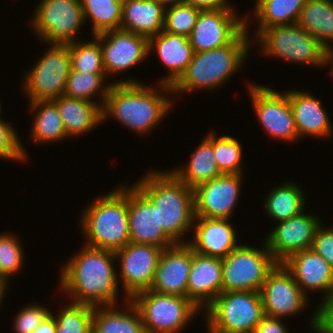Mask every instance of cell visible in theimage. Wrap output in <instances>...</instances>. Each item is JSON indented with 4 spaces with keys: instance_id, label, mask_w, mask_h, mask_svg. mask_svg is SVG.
Returning a JSON list of instances; mask_svg holds the SVG:
<instances>
[{
    "instance_id": "cell-1",
    "label": "cell",
    "mask_w": 333,
    "mask_h": 333,
    "mask_svg": "<svg viewBox=\"0 0 333 333\" xmlns=\"http://www.w3.org/2000/svg\"><path fill=\"white\" fill-rule=\"evenodd\" d=\"M68 261L60 269L58 281L60 292L67 294L70 302L93 307L119 305L114 251L84 244Z\"/></svg>"
},
{
    "instance_id": "cell-2",
    "label": "cell",
    "mask_w": 333,
    "mask_h": 333,
    "mask_svg": "<svg viewBox=\"0 0 333 333\" xmlns=\"http://www.w3.org/2000/svg\"><path fill=\"white\" fill-rule=\"evenodd\" d=\"M155 87L134 78L112 82L102 108L103 122L111 117L135 134L152 132L166 119L175 99L168 96L173 95L171 86L158 82Z\"/></svg>"
},
{
    "instance_id": "cell-3",
    "label": "cell",
    "mask_w": 333,
    "mask_h": 333,
    "mask_svg": "<svg viewBox=\"0 0 333 333\" xmlns=\"http://www.w3.org/2000/svg\"><path fill=\"white\" fill-rule=\"evenodd\" d=\"M158 208L159 226L176 243L187 244L195 220L193 188L170 171L151 169L133 183Z\"/></svg>"
},
{
    "instance_id": "cell-4",
    "label": "cell",
    "mask_w": 333,
    "mask_h": 333,
    "mask_svg": "<svg viewBox=\"0 0 333 333\" xmlns=\"http://www.w3.org/2000/svg\"><path fill=\"white\" fill-rule=\"evenodd\" d=\"M245 17L246 27L229 44L208 51L194 52L186 70L171 86L174 95L180 96L179 93L198 89H212L214 92L241 70L253 43L247 31L253 20L248 18V14H245Z\"/></svg>"
},
{
    "instance_id": "cell-5",
    "label": "cell",
    "mask_w": 333,
    "mask_h": 333,
    "mask_svg": "<svg viewBox=\"0 0 333 333\" xmlns=\"http://www.w3.org/2000/svg\"><path fill=\"white\" fill-rule=\"evenodd\" d=\"M119 186L103 197L98 196L80 213L85 245L115 252L130 243L128 186Z\"/></svg>"
},
{
    "instance_id": "cell-6",
    "label": "cell",
    "mask_w": 333,
    "mask_h": 333,
    "mask_svg": "<svg viewBox=\"0 0 333 333\" xmlns=\"http://www.w3.org/2000/svg\"><path fill=\"white\" fill-rule=\"evenodd\" d=\"M203 315L207 333H254L265 314L260 292L230 291L220 293Z\"/></svg>"
},
{
    "instance_id": "cell-7",
    "label": "cell",
    "mask_w": 333,
    "mask_h": 333,
    "mask_svg": "<svg viewBox=\"0 0 333 333\" xmlns=\"http://www.w3.org/2000/svg\"><path fill=\"white\" fill-rule=\"evenodd\" d=\"M253 40L258 41L260 55L266 58L273 56L293 64L325 67L328 50L298 24L265 28Z\"/></svg>"
},
{
    "instance_id": "cell-8",
    "label": "cell",
    "mask_w": 333,
    "mask_h": 333,
    "mask_svg": "<svg viewBox=\"0 0 333 333\" xmlns=\"http://www.w3.org/2000/svg\"><path fill=\"white\" fill-rule=\"evenodd\" d=\"M130 301L137 308L146 333H179L200 309L187 297L163 294L150 289L134 294Z\"/></svg>"
},
{
    "instance_id": "cell-9",
    "label": "cell",
    "mask_w": 333,
    "mask_h": 333,
    "mask_svg": "<svg viewBox=\"0 0 333 333\" xmlns=\"http://www.w3.org/2000/svg\"><path fill=\"white\" fill-rule=\"evenodd\" d=\"M261 248L241 244L222 258V292H260L278 262L263 241Z\"/></svg>"
},
{
    "instance_id": "cell-10",
    "label": "cell",
    "mask_w": 333,
    "mask_h": 333,
    "mask_svg": "<svg viewBox=\"0 0 333 333\" xmlns=\"http://www.w3.org/2000/svg\"><path fill=\"white\" fill-rule=\"evenodd\" d=\"M47 47L23 78L21 90L28 102L54 100L64 95L71 70L69 44H49Z\"/></svg>"
},
{
    "instance_id": "cell-11",
    "label": "cell",
    "mask_w": 333,
    "mask_h": 333,
    "mask_svg": "<svg viewBox=\"0 0 333 333\" xmlns=\"http://www.w3.org/2000/svg\"><path fill=\"white\" fill-rule=\"evenodd\" d=\"M40 1L35 7L33 17L29 20L40 41L43 40L44 44H70L78 41L80 28L85 24L81 2L77 0Z\"/></svg>"
},
{
    "instance_id": "cell-12",
    "label": "cell",
    "mask_w": 333,
    "mask_h": 333,
    "mask_svg": "<svg viewBox=\"0 0 333 333\" xmlns=\"http://www.w3.org/2000/svg\"><path fill=\"white\" fill-rule=\"evenodd\" d=\"M251 105L257 120L270 138L286 142L299 140L287 92H278L267 85L250 83Z\"/></svg>"
},
{
    "instance_id": "cell-13",
    "label": "cell",
    "mask_w": 333,
    "mask_h": 333,
    "mask_svg": "<svg viewBox=\"0 0 333 333\" xmlns=\"http://www.w3.org/2000/svg\"><path fill=\"white\" fill-rule=\"evenodd\" d=\"M162 250L155 245L130 242L115 251L116 262L120 265L118 283H121L126 299L150 289Z\"/></svg>"
},
{
    "instance_id": "cell-14",
    "label": "cell",
    "mask_w": 333,
    "mask_h": 333,
    "mask_svg": "<svg viewBox=\"0 0 333 333\" xmlns=\"http://www.w3.org/2000/svg\"><path fill=\"white\" fill-rule=\"evenodd\" d=\"M234 9L201 10L189 40L194 52L229 44L245 27L246 17Z\"/></svg>"
},
{
    "instance_id": "cell-15",
    "label": "cell",
    "mask_w": 333,
    "mask_h": 333,
    "mask_svg": "<svg viewBox=\"0 0 333 333\" xmlns=\"http://www.w3.org/2000/svg\"><path fill=\"white\" fill-rule=\"evenodd\" d=\"M243 175L222 174L196 186L193 189L195 216L231 219L240 198Z\"/></svg>"
},
{
    "instance_id": "cell-16",
    "label": "cell",
    "mask_w": 333,
    "mask_h": 333,
    "mask_svg": "<svg viewBox=\"0 0 333 333\" xmlns=\"http://www.w3.org/2000/svg\"><path fill=\"white\" fill-rule=\"evenodd\" d=\"M103 51V65L107 78L119 75L140 65L149 55V38L122 29L110 30L94 36Z\"/></svg>"
},
{
    "instance_id": "cell-17",
    "label": "cell",
    "mask_w": 333,
    "mask_h": 333,
    "mask_svg": "<svg viewBox=\"0 0 333 333\" xmlns=\"http://www.w3.org/2000/svg\"><path fill=\"white\" fill-rule=\"evenodd\" d=\"M260 294L264 314L271 317L294 316L308 305V297L282 263H278L267 275Z\"/></svg>"
},
{
    "instance_id": "cell-18",
    "label": "cell",
    "mask_w": 333,
    "mask_h": 333,
    "mask_svg": "<svg viewBox=\"0 0 333 333\" xmlns=\"http://www.w3.org/2000/svg\"><path fill=\"white\" fill-rule=\"evenodd\" d=\"M302 211L288 220L280 221L265 237L264 242L271 255L282 263L291 254L312 247L317 228L322 220L314 214Z\"/></svg>"
},
{
    "instance_id": "cell-19",
    "label": "cell",
    "mask_w": 333,
    "mask_h": 333,
    "mask_svg": "<svg viewBox=\"0 0 333 333\" xmlns=\"http://www.w3.org/2000/svg\"><path fill=\"white\" fill-rule=\"evenodd\" d=\"M130 242L170 248L176 243L159 226L158 208L135 186L128 185Z\"/></svg>"
},
{
    "instance_id": "cell-20",
    "label": "cell",
    "mask_w": 333,
    "mask_h": 333,
    "mask_svg": "<svg viewBox=\"0 0 333 333\" xmlns=\"http://www.w3.org/2000/svg\"><path fill=\"white\" fill-rule=\"evenodd\" d=\"M282 264L307 297L311 290L323 292L319 306L333 295V268L312 248L291 254Z\"/></svg>"
},
{
    "instance_id": "cell-21",
    "label": "cell",
    "mask_w": 333,
    "mask_h": 333,
    "mask_svg": "<svg viewBox=\"0 0 333 333\" xmlns=\"http://www.w3.org/2000/svg\"><path fill=\"white\" fill-rule=\"evenodd\" d=\"M192 264V248L176 244L163 249L150 290L187 297V285Z\"/></svg>"
},
{
    "instance_id": "cell-22",
    "label": "cell",
    "mask_w": 333,
    "mask_h": 333,
    "mask_svg": "<svg viewBox=\"0 0 333 333\" xmlns=\"http://www.w3.org/2000/svg\"><path fill=\"white\" fill-rule=\"evenodd\" d=\"M230 221V219L195 217L192 240L188 239L187 244L198 254L226 257L240 245Z\"/></svg>"
},
{
    "instance_id": "cell-23",
    "label": "cell",
    "mask_w": 333,
    "mask_h": 333,
    "mask_svg": "<svg viewBox=\"0 0 333 333\" xmlns=\"http://www.w3.org/2000/svg\"><path fill=\"white\" fill-rule=\"evenodd\" d=\"M222 293V258L198 254L192 249L187 298L204 310Z\"/></svg>"
},
{
    "instance_id": "cell-24",
    "label": "cell",
    "mask_w": 333,
    "mask_h": 333,
    "mask_svg": "<svg viewBox=\"0 0 333 333\" xmlns=\"http://www.w3.org/2000/svg\"><path fill=\"white\" fill-rule=\"evenodd\" d=\"M293 112L299 139L306 136L323 138L331 136L333 126L320 100L312 93L301 90L286 91ZM332 126V127H331Z\"/></svg>"
},
{
    "instance_id": "cell-25",
    "label": "cell",
    "mask_w": 333,
    "mask_h": 333,
    "mask_svg": "<svg viewBox=\"0 0 333 333\" xmlns=\"http://www.w3.org/2000/svg\"><path fill=\"white\" fill-rule=\"evenodd\" d=\"M154 50V51H153ZM158 54L168 74L159 83L172 86L186 70L194 51L189 37L162 31L149 38V54Z\"/></svg>"
},
{
    "instance_id": "cell-26",
    "label": "cell",
    "mask_w": 333,
    "mask_h": 333,
    "mask_svg": "<svg viewBox=\"0 0 333 333\" xmlns=\"http://www.w3.org/2000/svg\"><path fill=\"white\" fill-rule=\"evenodd\" d=\"M60 113L68 138L87 134L103 123L100 102L60 96L52 100Z\"/></svg>"
},
{
    "instance_id": "cell-27",
    "label": "cell",
    "mask_w": 333,
    "mask_h": 333,
    "mask_svg": "<svg viewBox=\"0 0 333 333\" xmlns=\"http://www.w3.org/2000/svg\"><path fill=\"white\" fill-rule=\"evenodd\" d=\"M164 12L155 0H123L120 29L150 38L163 31Z\"/></svg>"
},
{
    "instance_id": "cell-28",
    "label": "cell",
    "mask_w": 333,
    "mask_h": 333,
    "mask_svg": "<svg viewBox=\"0 0 333 333\" xmlns=\"http://www.w3.org/2000/svg\"><path fill=\"white\" fill-rule=\"evenodd\" d=\"M189 163L180 168L169 170L178 180L191 188L210 181L222 175L220 172L213 151L212 130L200 141L194 152L190 154Z\"/></svg>"
},
{
    "instance_id": "cell-29",
    "label": "cell",
    "mask_w": 333,
    "mask_h": 333,
    "mask_svg": "<svg viewBox=\"0 0 333 333\" xmlns=\"http://www.w3.org/2000/svg\"><path fill=\"white\" fill-rule=\"evenodd\" d=\"M124 301L125 310L122 305V310L118 305L94 307L92 333H146L137 308L130 299Z\"/></svg>"
},
{
    "instance_id": "cell-30",
    "label": "cell",
    "mask_w": 333,
    "mask_h": 333,
    "mask_svg": "<svg viewBox=\"0 0 333 333\" xmlns=\"http://www.w3.org/2000/svg\"><path fill=\"white\" fill-rule=\"evenodd\" d=\"M297 24L333 50V0H306Z\"/></svg>"
},
{
    "instance_id": "cell-31",
    "label": "cell",
    "mask_w": 333,
    "mask_h": 333,
    "mask_svg": "<svg viewBox=\"0 0 333 333\" xmlns=\"http://www.w3.org/2000/svg\"><path fill=\"white\" fill-rule=\"evenodd\" d=\"M270 189L265 197L264 212L273 222L288 220L305 210L306 197L298 183L283 182ZM280 185V186H279Z\"/></svg>"
},
{
    "instance_id": "cell-32",
    "label": "cell",
    "mask_w": 333,
    "mask_h": 333,
    "mask_svg": "<svg viewBox=\"0 0 333 333\" xmlns=\"http://www.w3.org/2000/svg\"><path fill=\"white\" fill-rule=\"evenodd\" d=\"M29 112L35 114L34 124L30 131L33 143H50L67 140L63 121L59 110L52 100L29 102Z\"/></svg>"
},
{
    "instance_id": "cell-33",
    "label": "cell",
    "mask_w": 333,
    "mask_h": 333,
    "mask_svg": "<svg viewBox=\"0 0 333 333\" xmlns=\"http://www.w3.org/2000/svg\"><path fill=\"white\" fill-rule=\"evenodd\" d=\"M255 8L250 18L259 25L254 38L260 31L273 26L297 24L301 9L306 0H255Z\"/></svg>"
},
{
    "instance_id": "cell-34",
    "label": "cell",
    "mask_w": 333,
    "mask_h": 333,
    "mask_svg": "<svg viewBox=\"0 0 333 333\" xmlns=\"http://www.w3.org/2000/svg\"><path fill=\"white\" fill-rule=\"evenodd\" d=\"M123 0H82L84 20L92 22L93 36L121 28ZM89 20H88V19Z\"/></svg>"
},
{
    "instance_id": "cell-35",
    "label": "cell",
    "mask_w": 333,
    "mask_h": 333,
    "mask_svg": "<svg viewBox=\"0 0 333 333\" xmlns=\"http://www.w3.org/2000/svg\"><path fill=\"white\" fill-rule=\"evenodd\" d=\"M106 77V74L76 72L71 69L66 81L64 95L67 97L96 102L92 98L93 96L95 97V94H98L100 97V106L103 108L108 91L112 85V83L104 84L105 80H107Z\"/></svg>"
},
{
    "instance_id": "cell-36",
    "label": "cell",
    "mask_w": 333,
    "mask_h": 333,
    "mask_svg": "<svg viewBox=\"0 0 333 333\" xmlns=\"http://www.w3.org/2000/svg\"><path fill=\"white\" fill-rule=\"evenodd\" d=\"M92 39L94 40H79L69 44L71 69L76 72L106 74L100 42L94 36Z\"/></svg>"
},
{
    "instance_id": "cell-37",
    "label": "cell",
    "mask_w": 333,
    "mask_h": 333,
    "mask_svg": "<svg viewBox=\"0 0 333 333\" xmlns=\"http://www.w3.org/2000/svg\"><path fill=\"white\" fill-rule=\"evenodd\" d=\"M93 306L69 302L53 314L55 333H92Z\"/></svg>"
},
{
    "instance_id": "cell-38",
    "label": "cell",
    "mask_w": 333,
    "mask_h": 333,
    "mask_svg": "<svg viewBox=\"0 0 333 333\" xmlns=\"http://www.w3.org/2000/svg\"><path fill=\"white\" fill-rule=\"evenodd\" d=\"M213 151L222 174H244L243 149L240 142L229 135H216L213 131Z\"/></svg>"
},
{
    "instance_id": "cell-39",
    "label": "cell",
    "mask_w": 333,
    "mask_h": 333,
    "mask_svg": "<svg viewBox=\"0 0 333 333\" xmlns=\"http://www.w3.org/2000/svg\"><path fill=\"white\" fill-rule=\"evenodd\" d=\"M13 233H0V277L7 282L25 265L23 246Z\"/></svg>"
},
{
    "instance_id": "cell-40",
    "label": "cell",
    "mask_w": 333,
    "mask_h": 333,
    "mask_svg": "<svg viewBox=\"0 0 333 333\" xmlns=\"http://www.w3.org/2000/svg\"><path fill=\"white\" fill-rule=\"evenodd\" d=\"M167 8L164 12L163 31L189 37L201 10L185 2Z\"/></svg>"
},
{
    "instance_id": "cell-41",
    "label": "cell",
    "mask_w": 333,
    "mask_h": 333,
    "mask_svg": "<svg viewBox=\"0 0 333 333\" xmlns=\"http://www.w3.org/2000/svg\"><path fill=\"white\" fill-rule=\"evenodd\" d=\"M1 104L0 102V158L8 161L14 160L13 162L26 161L28 159L27 150L25 151L24 145L21 144L23 142L17 135L18 132L14 129V126L11 125L12 123L2 119L3 110Z\"/></svg>"
},
{
    "instance_id": "cell-42",
    "label": "cell",
    "mask_w": 333,
    "mask_h": 333,
    "mask_svg": "<svg viewBox=\"0 0 333 333\" xmlns=\"http://www.w3.org/2000/svg\"><path fill=\"white\" fill-rule=\"evenodd\" d=\"M19 310L12 321L15 333H32L51 313L50 309L38 303H28Z\"/></svg>"
},
{
    "instance_id": "cell-43",
    "label": "cell",
    "mask_w": 333,
    "mask_h": 333,
    "mask_svg": "<svg viewBox=\"0 0 333 333\" xmlns=\"http://www.w3.org/2000/svg\"><path fill=\"white\" fill-rule=\"evenodd\" d=\"M311 248L333 268V225L326 227L321 223L316 230Z\"/></svg>"
},
{
    "instance_id": "cell-44",
    "label": "cell",
    "mask_w": 333,
    "mask_h": 333,
    "mask_svg": "<svg viewBox=\"0 0 333 333\" xmlns=\"http://www.w3.org/2000/svg\"><path fill=\"white\" fill-rule=\"evenodd\" d=\"M318 327L324 333H333V295L316 308Z\"/></svg>"
},
{
    "instance_id": "cell-45",
    "label": "cell",
    "mask_w": 333,
    "mask_h": 333,
    "mask_svg": "<svg viewBox=\"0 0 333 333\" xmlns=\"http://www.w3.org/2000/svg\"><path fill=\"white\" fill-rule=\"evenodd\" d=\"M282 318L264 315L257 324L254 333H289Z\"/></svg>"
},
{
    "instance_id": "cell-46",
    "label": "cell",
    "mask_w": 333,
    "mask_h": 333,
    "mask_svg": "<svg viewBox=\"0 0 333 333\" xmlns=\"http://www.w3.org/2000/svg\"><path fill=\"white\" fill-rule=\"evenodd\" d=\"M228 1L229 0H184L185 3L200 10L233 9L234 7Z\"/></svg>"
},
{
    "instance_id": "cell-47",
    "label": "cell",
    "mask_w": 333,
    "mask_h": 333,
    "mask_svg": "<svg viewBox=\"0 0 333 333\" xmlns=\"http://www.w3.org/2000/svg\"><path fill=\"white\" fill-rule=\"evenodd\" d=\"M56 326L57 322L51 311V313L43 319L41 324L37 326L32 333H55Z\"/></svg>"
},
{
    "instance_id": "cell-48",
    "label": "cell",
    "mask_w": 333,
    "mask_h": 333,
    "mask_svg": "<svg viewBox=\"0 0 333 333\" xmlns=\"http://www.w3.org/2000/svg\"><path fill=\"white\" fill-rule=\"evenodd\" d=\"M313 314L311 315V319H309L310 322V328L311 331L314 333H324L319 327H318V310H314Z\"/></svg>"
},
{
    "instance_id": "cell-49",
    "label": "cell",
    "mask_w": 333,
    "mask_h": 333,
    "mask_svg": "<svg viewBox=\"0 0 333 333\" xmlns=\"http://www.w3.org/2000/svg\"><path fill=\"white\" fill-rule=\"evenodd\" d=\"M10 282L0 281V304L2 305L4 298L6 297V291L9 289ZM0 305V307H1Z\"/></svg>"
},
{
    "instance_id": "cell-50",
    "label": "cell",
    "mask_w": 333,
    "mask_h": 333,
    "mask_svg": "<svg viewBox=\"0 0 333 333\" xmlns=\"http://www.w3.org/2000/svg\"><path fill=\"white\" fill-rule=\"evenodd\" d=\"M155 1L161 4L164 8L184 2V0H155Z\"/></svg>"
},
{
    "instance_id": "cell-51",
    "label": "cell",
    "mask_w": 333,
    "mask_h": 333,
    "mask_svg": "<svg viewBox=\"0 0 333 333\" xmlns=\"http://www.w3.org/2000/svg\"><path fill=\"white\" fill-rule=\"evenodd\" d=\"M327 66L331 67L330 74L333 77V50L327 52L325 67Z\"/></svg>"
}]
</instances>
